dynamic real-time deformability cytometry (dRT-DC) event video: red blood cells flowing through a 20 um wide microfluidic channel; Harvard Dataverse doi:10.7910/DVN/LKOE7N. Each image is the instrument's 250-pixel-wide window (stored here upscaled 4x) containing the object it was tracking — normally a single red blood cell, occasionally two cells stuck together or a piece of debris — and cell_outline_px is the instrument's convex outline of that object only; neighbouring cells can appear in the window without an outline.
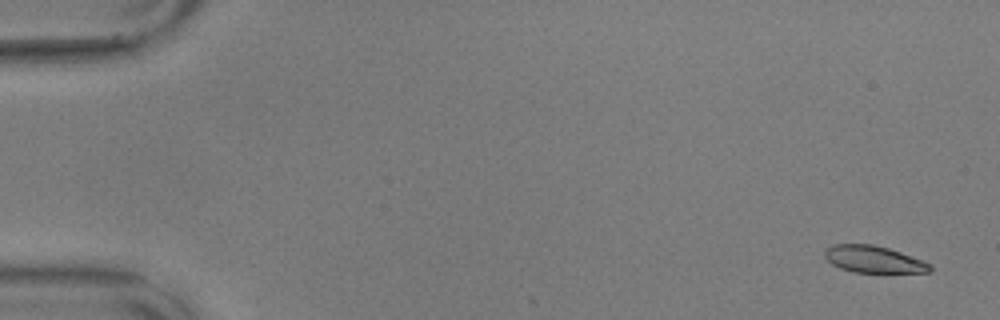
{"species": "common noctule bat (a hibernating species)", "species_latin": "Nyctalus noctula", "temperature_condition": "warm", "stored_images_in_passage": 55, "camera_frame_rate_fps": 3000, "um_per_image_px": 0.085, "animal": {"sex": "male", "body_mass_g": 17.9, "forearm_length_mm": 54.2}, "frame": {"image": 1, "passage_image": 1, "time_ms": 0.0, "image_size_px": [1000, 320], "cell_outline_px": [[932, 272], [852, 272], [840, 268], [832, 264], [824, 256], [824, 252], [832, 244], [872, 244], [888, 248], [900, 252], [932, 264]], "centroid_in_image_um": [74.25, 22.04], "position_along_channel_um": 10.7, "area_um2": 16.42}}
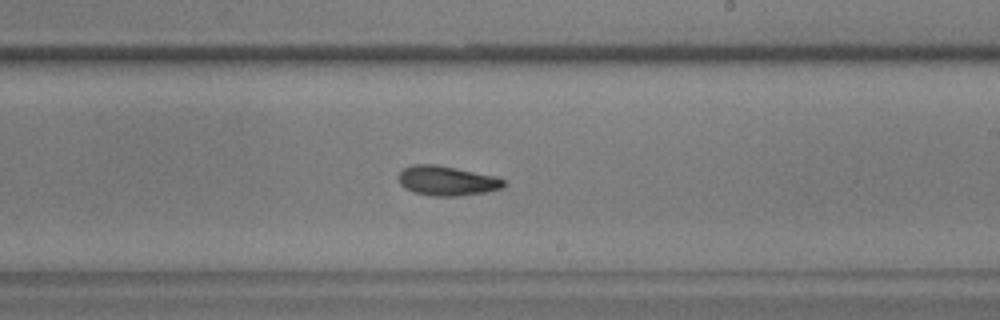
{"frame": {"image": 2, "passage_image": 33, "time_ms": 10.667, "image_size_px": [1000, 320], "cell_outline_px": [[508, 184], [504, 188], [488, 192], [460, 196], [432, 196], [412, 192], [404, 188], [400, 184], [400, 172], [404, 168], [412, 164], [436, 164], [496, 176], [504, 180]], "centroid_in_image_um": [38.03, 15.37], "position_along_channel_um": 251.0, "area_um2": 18.44}}
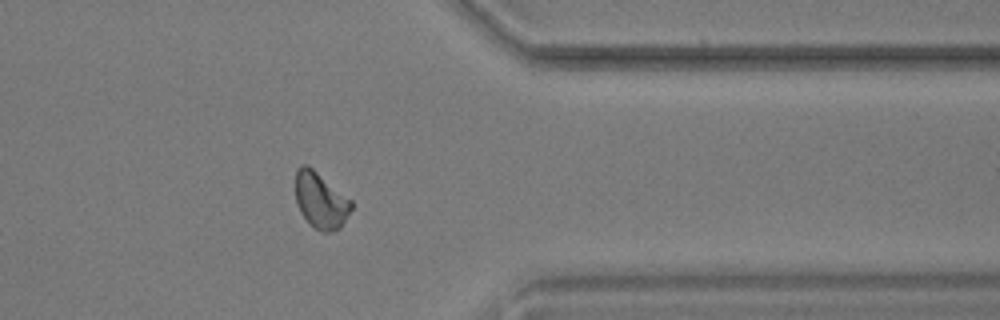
{"frame": {"image": 3, "passage_image": 45, "time_ms": 14.667, "image_size_px": [1000, 320], "cell_outline_px": [[352, 208], [340, 228], [332, 232], [320, 232], [300, 212], [296, 200], [296, 168], [300, 164], [308, 164], [352, 200]], "centroid_in_image_um": [27.26, 17.01], "position_along_channel_um": 384.1, "area_um2": 18.21}, "authors_computed_cell_mechanics": {"area_um2": 18.0914, "velocity_mm_per_s": 3.5643, "shape_relaxation_time_tau1_ms": 3.3938, "shape_relaxation_time_tau2_ms": 9.55, "deformation_change_tau1": 0.1236, "deformation_change_tau2": 0.1342}}